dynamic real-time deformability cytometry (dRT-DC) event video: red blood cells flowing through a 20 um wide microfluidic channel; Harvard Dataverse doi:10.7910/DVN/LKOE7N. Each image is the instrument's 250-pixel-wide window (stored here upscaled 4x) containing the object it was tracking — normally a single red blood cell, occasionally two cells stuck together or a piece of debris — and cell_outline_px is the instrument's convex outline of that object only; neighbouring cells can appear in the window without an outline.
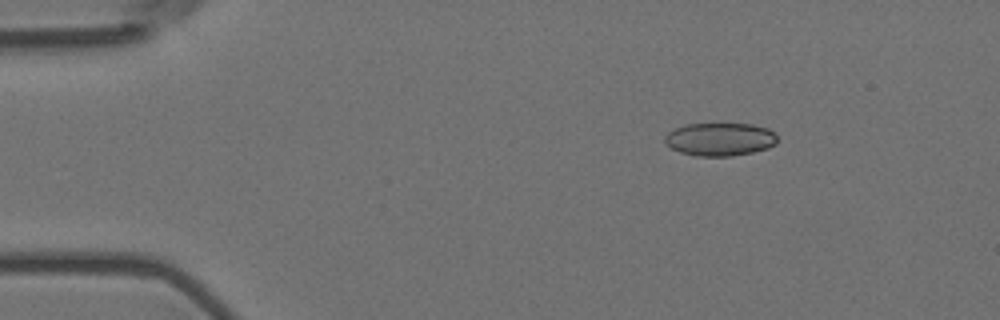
{"species": "Egyptian fruit bat (a non-hibernating species)", "species_latin": "Rousettus aegyptiacus", "temperature_condition": "room temperature", "stored_images_in_passage": 4, "camera_frame_rate_fps": 3000, "um_per_image_px": 0.085, "animal": {"sex": "female"}, "frame": {"image": 1, "passage_image": 2, "time_ms": 0.333, "image_size_px": [1000, 320], "cell_outline_px": [[776, 144], [768, 148], [752, 152], [732, 156], [696, 156], [680, 152], [672, 148], [664, 140], [664, 136], [668, 132], [684, 124], [752, 124], [768, 128], [776, 136]], "centroid_in_image_um": [61.19, 11.84], "position_along_channel_um": 23.8, "area_um2": 21.62}}